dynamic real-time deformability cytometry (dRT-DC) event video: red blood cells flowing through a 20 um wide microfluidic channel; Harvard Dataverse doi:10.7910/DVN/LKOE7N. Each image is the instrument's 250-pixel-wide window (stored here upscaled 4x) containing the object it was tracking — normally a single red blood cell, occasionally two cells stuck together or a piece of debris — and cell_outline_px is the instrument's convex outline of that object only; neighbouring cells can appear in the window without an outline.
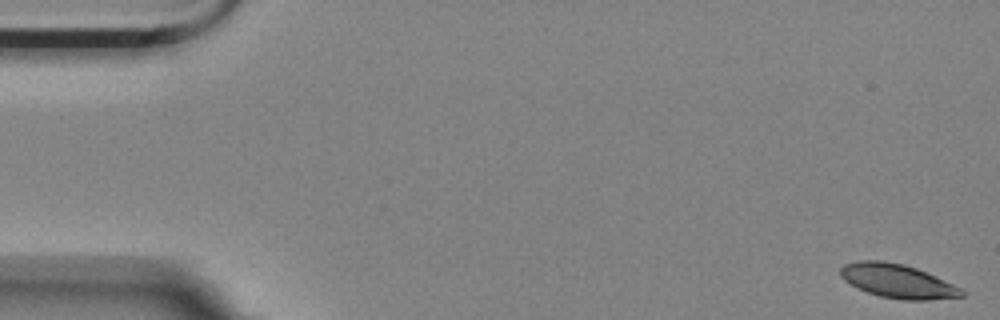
{"species": "Egyptian fruit bat (a non-hibernating species)", "species_latin": "Rousettus aegyptiacus", "temperature_condition": "room temperature", "stored_images_in_passage": 5, "camera_frame_rate_fps": 3000, "um_per_image_px": 0.085, "animal": {"sex": "female"}, "frame": {"image": 1, "passage_image": 1, "time_ms": 0.0, "image_size_px": [1000, 320], "cell_outline_px": [[964, 296], [928, 300], [900, 300], [880, 296], [868, 292], [844, 280], [840, 276], [840, 268], [844, 264], [856, 260], [884, 260], [904, 264], [916, 268], [952, 284], [960, 288], [964, 292]], "centroid_in_image_um": [76.26, 23.88], "position_along_channel_um": 8.7, "area_um2": 23.76}}